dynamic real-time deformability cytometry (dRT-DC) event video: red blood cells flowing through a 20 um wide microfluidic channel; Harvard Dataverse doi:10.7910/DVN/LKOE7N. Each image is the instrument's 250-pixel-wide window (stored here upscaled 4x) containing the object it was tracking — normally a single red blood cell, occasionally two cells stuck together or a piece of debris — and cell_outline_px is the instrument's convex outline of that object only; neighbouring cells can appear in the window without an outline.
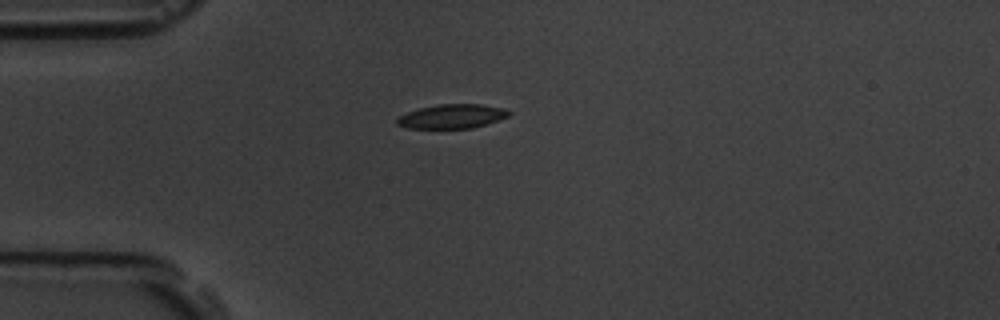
{"species": "common noctule bat (a hibernating species)", "species_latin": "Nyctalus noctula", "temperature_condition": "room temperature", "stored_images_in_passage": 3, "camera_frame_rate_fps": 3000, "um_per_image_px": 0.085, "animal": {"sex": "male", "body_mass_g": 19.5, "forearm_length_mm": 54.6}, "frame": {"image": 1, "passage_image": 1, "time_ms": 0.0, "image_size_px": [1000, 320], "cell_outline_px": [[512, 112], [508, 116], [472, 128], [408, 128], [396, 124], [396, 120], [400, 116], [408, 112], [420, 108], [440, 104], [480, 104], [500, 108]], "centroid_in_image_um": [38.39, 9.89], "position_along_channel_um": 46.6, "area_um2": 15.37}}
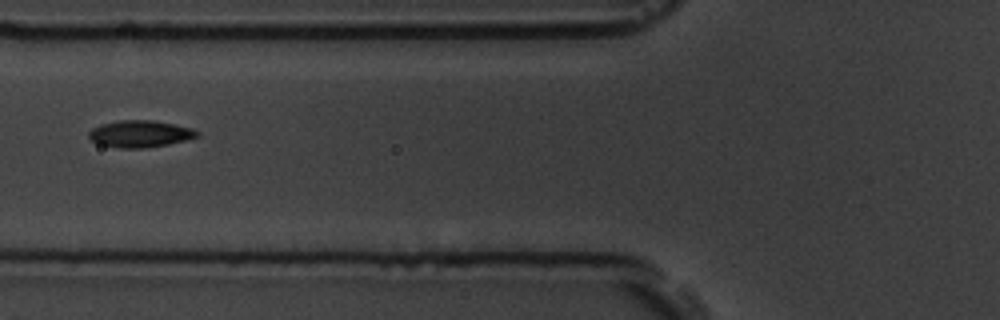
{"frame": {"image": 2, "passage_image": 3, "time_ms": 2.333, "image_size_px": [1000, 320], "cell_outline_px": [[200, 136], [188, 140], [168, 144], [144, 148], [120, 148], [100, 144], [92, 140], [88, 136], [88, 132], [92, 128], [100, 124], [120, 120], [152, 120], [192, 128], [200, 132]], "centroid_in_image_um": [11.92, 11.37], "position_along_channel_um": 113.9, "area_um2": 16.99}}